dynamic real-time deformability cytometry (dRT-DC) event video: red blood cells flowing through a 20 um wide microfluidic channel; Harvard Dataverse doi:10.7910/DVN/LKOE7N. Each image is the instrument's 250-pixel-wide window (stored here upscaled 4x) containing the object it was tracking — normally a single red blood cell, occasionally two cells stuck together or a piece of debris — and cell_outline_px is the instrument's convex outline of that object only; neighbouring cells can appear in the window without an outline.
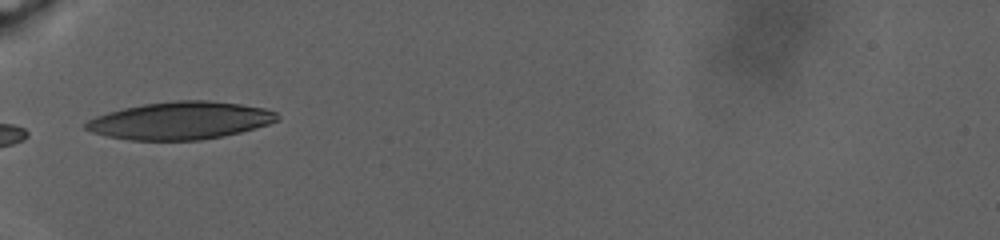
{"species": "human", "species_latin": "Homo sapiens", "temperature_condition": "warm", "stored_images_in_passage": 36, "camera_frame_rate_fps": 3000, "um_per_image_px": 0.085, "donor": {"sex": "male"}, "frame": {"image": 1, "passage_image": 1, "time_ms": 0.0, "image_size_px": [1000, 240], "cell_outline_px": [[280, 120], [256, 128], [224, 136], [200, 140], [128, 140], [108, 136], [92, 132], [84, 128], [84, 124], [88, 120], [96, 116], [108, 112], [124, 108], [144, 104], [176, 100], [208, 100], [240, 104], [264, 108], [276, 112], [280, 116]], "centroid_in_image_um": [15.35, 10.25], "position_along_channel_um": 69.7, "area_um2": 41.96}}
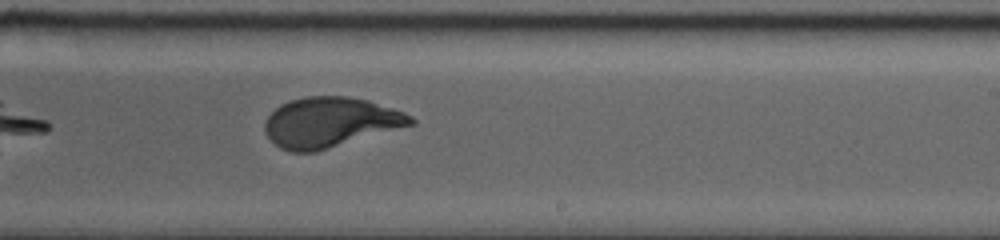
{"frame": {"image": 2, "passage_image": 17, "time_ms": 8.0, "image_size_px": [1000, 240], "cell_outline_px": [[416, 124], [316, 152], [292, 152], [280, 148], [264, 132], [264, 124], [268, 116], [280, 104], [292, 100], [308, 96], [348, 96], [368, 100], [404, 112], [412, 116], [416, 120]], "centroid_in_image_um": [28.09, 10.4], "position_along_channel_um": 260.9, "area_um2": 42.6}}
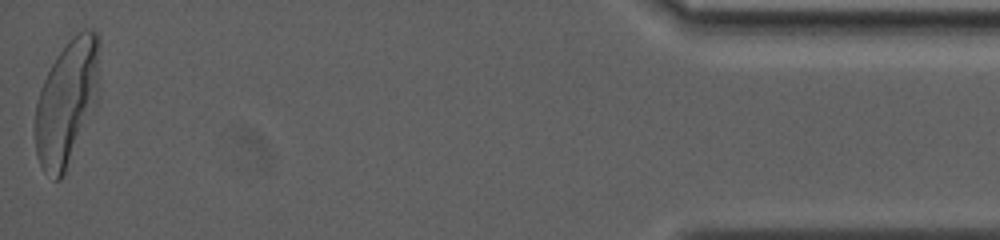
{"frame": {"image": 3, "passage_image": 36, "time_ms": 17.667, "image_size_px": [1000, 240], "cell_outline_px": [[100, 96], [64, 172], [60, 180], [52, 180], [44, 172], [36, 156], [36, 104], [40, 88], [56, 56], [68, 40], [76, 32], [84, 28], [92, 28], [96, 32], [100, 40]], "centroid_in_image_um": [5.73, 8.6], "position_along_channel_um": 429.5, "area_um2": 47.4}, "authors_computed_cell_mechanics": {"area_um2": 42.194, "velocity_mm_per_s": 2.4776, "shape_relaxation_time_tau1_ms": 5.2098, "shape_relaxation_time_tau2_ms": null, "deformation_change_tau1": 0.2181, "deformation_change_tau2": null}}